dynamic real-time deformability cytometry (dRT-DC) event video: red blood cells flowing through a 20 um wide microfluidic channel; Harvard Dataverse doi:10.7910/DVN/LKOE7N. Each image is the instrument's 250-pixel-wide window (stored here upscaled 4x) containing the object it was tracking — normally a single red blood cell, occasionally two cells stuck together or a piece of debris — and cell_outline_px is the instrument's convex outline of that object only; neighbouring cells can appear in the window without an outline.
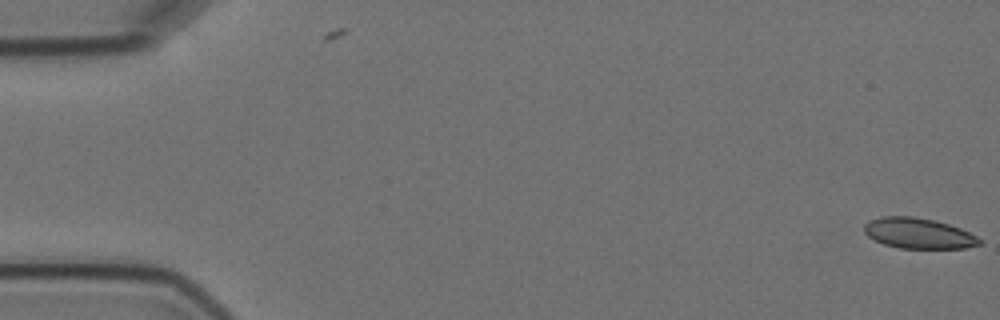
{"species": "Egyptian fruit bat (a non-hibernating species)", "species_latin": "Rousettus aegyptiacus", "temperature_condition": "cold", "stored_images_in_passage": 2, "camera_frame_rate_fps": 3000, "um_per_image_px": 0.085, "animal": {"sex": "female"}, "frame": {"image": 1, "passage_image": 2, "time_ms": 1.333, "image_size_px": [1000, 320], "cell_outline_px": [[980, 244], [964, 248], [900, 248], [884, 244], [868, 236], [864, 232], [864, 224], [868, 220], [880, 216], [912, 216], [936, 220], [960, 228], [976, 236], [980, 240]], "centroid_in_image_um": [78.03, 19.81], "position_along_channel_um": 7.0, "area_um2": 20.46}}